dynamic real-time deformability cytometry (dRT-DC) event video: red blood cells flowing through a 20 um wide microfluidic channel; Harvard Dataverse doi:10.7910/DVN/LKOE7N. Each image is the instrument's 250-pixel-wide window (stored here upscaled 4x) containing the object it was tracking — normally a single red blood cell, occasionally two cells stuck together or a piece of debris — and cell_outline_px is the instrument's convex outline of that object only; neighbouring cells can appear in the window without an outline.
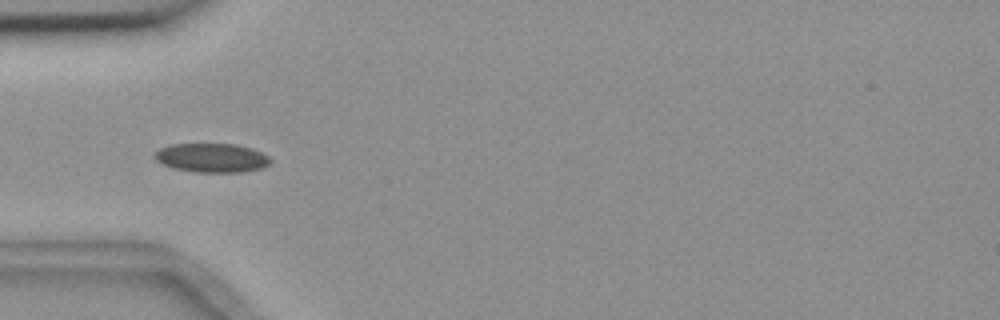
{"species": "common noctule bat (a hibernating species)", "species_latin": "Nyctalus noctula", "temperature_condition": "room temperature", "stored_images_in_passage": 10, "camera_frame_rate_fps": 3000, "um_per_image_px": 0.085, "animal": {"sex": "female", "body_mass_g": 18.4}, "frame": {"image": 1, "passage_image": 4, "time_ms": 3.667, "image_size_px": [1000, 320], "cell_outline_px": [[272, 160], [268, 164], [260, 168], [244, 172], [192, 172], [172, 168], [156, 160], [156, 152], [160, 148], [172, 144], [236, 144], [252, 148], [268, 156]], "centroid_in_image_um": [18.01, 13.42], "position_along_channel_um": 67.0, "area_um2": 19.48}}
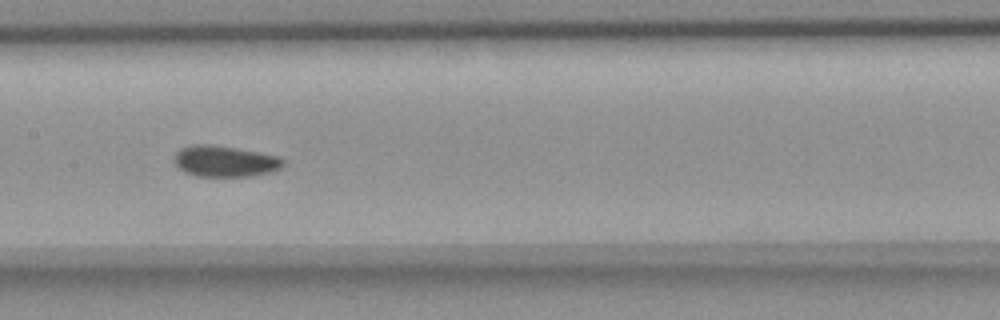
{"frame": {"image": 2, "passage_image": 7, "time_ms": 7.0, "image_size_px": [1000, 320], "cell_outline_px": [[284, 164], [280, 168], [272, 172], [252, 176], [196, 176], [184, 172], [172, 160], [176, 152], [180, 148], [192, 144], [212, 144], [236, 148], [276, 156], [284, 160]], "centroid_in_image_um": [19.07, 13.7], "position_along_channel_um": 188.3, "area_um2": 19.77}}
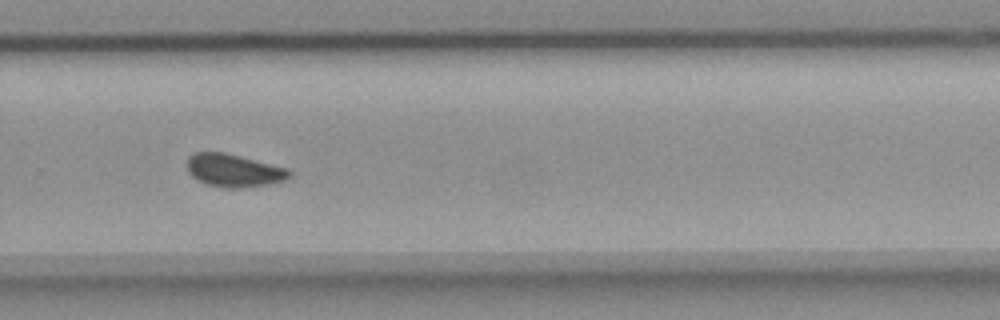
{"frame": {"image": 3, "passage_image": 10, "time_ms": 10.333, "image_size_px": [1000, 320], "cell_outline_px": [[292, 176], [284, 180], [268, 184], [240, 188], [224, 188], [208, 184], [196, 180], [188, 172], [184, 164], [188, 156], [196, 152], [224, 152], [288, 168], [292, 172]], "centroid_in_image_um": [19.83, 14.48], "position_along_channel_um": 310.0, "area_um2": 19.83}}